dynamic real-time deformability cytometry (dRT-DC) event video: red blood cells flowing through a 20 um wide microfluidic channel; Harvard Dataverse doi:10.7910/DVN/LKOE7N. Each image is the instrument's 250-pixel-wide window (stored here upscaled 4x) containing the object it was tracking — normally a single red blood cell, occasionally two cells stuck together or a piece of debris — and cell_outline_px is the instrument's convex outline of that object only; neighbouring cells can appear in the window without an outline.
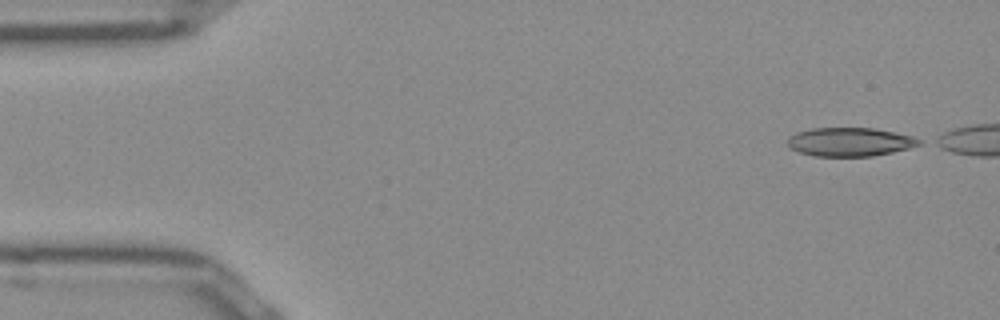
{"species": "Egyptian fruit bat (a non-hibernating species)", "species_latin": "Rousettus aegyptiacus", "temperature_condition": "room temperature", "stored_images_in_passage": 42, "camera_frame_rate_fps": 3000, "um_per_image_px": 0.085, "frame": {"image": 1, "passage_image": 1, "time_ms": 0.0, "image_size_px": [1000, 320], "cell_outline_px": [[920, 144], [908, 148], [892, 152], [872, 156], [812, 156], [800, 152], [792, 148], [788, 144], [788, 136], [796, 132], [812, 128], [876, 128], [912, 136], [920, 140]], "centroid_in_image_um": [72.21, 12.06], "position_along_channel_um": 12.8, "area_um2": 21.85}}
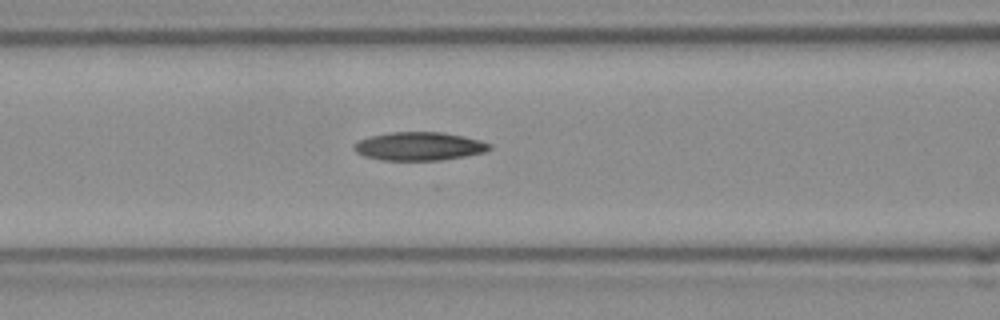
{"frame": {"image": 2, "passage_image": 18, "time_ms": 5.667, "image_size_px": [1000, 320], "cell_outline_px": [[492, 148], [484, 152], [464, 156], [440, 160], [380, 160], [364, 156], [356, 152], [352, 148], [352, 144], [368, 136], [388, 132], [444, 132], [464, 136], [480, 140], [492, 144]], "centroid_in_image_um": [35.6, 12.42], "position_along_channel_um": 131.0, "area_um2": 22.6}}
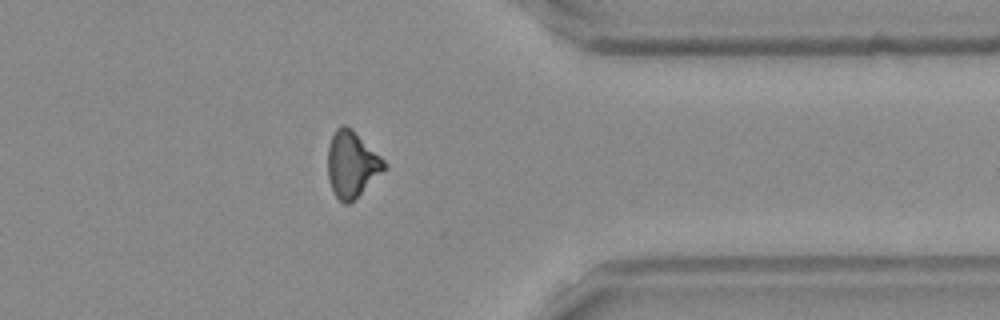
{"frame": {"image": 3, "passage_image": 38, "time_ms": 12.333, "image_size_px": [1000, 320], "cell_outline_px": [[388, 168], [348, 204], [344, 204], [336, 196], [328, 180], [328, 144], [336, 128], [344, 124], [352, 128], [388, 164]], "centroid_in_image_um": [29.91, 13.94], "position_along_channel_um": 381.5, "area_um2": 21.68}}